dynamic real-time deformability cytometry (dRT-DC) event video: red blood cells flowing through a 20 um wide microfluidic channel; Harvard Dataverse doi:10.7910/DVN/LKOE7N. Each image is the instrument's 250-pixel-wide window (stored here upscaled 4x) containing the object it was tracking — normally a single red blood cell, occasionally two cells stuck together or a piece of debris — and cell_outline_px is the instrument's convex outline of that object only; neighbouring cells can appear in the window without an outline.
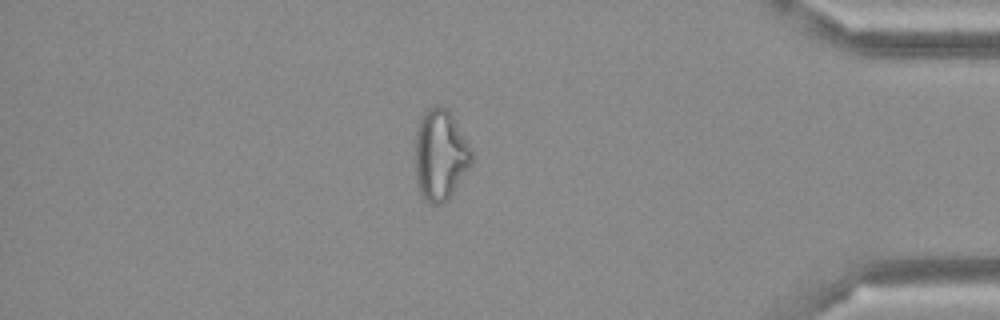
{"species": "Egyptian fruit bat (a non-hibernating species)", "species_latin": "Rousettus aegyptiacus", "temperature_condition": "cold", "stored_images_in_passage": 50, "camera_frame_rate_fps": 3000, "um_per_image_px": 0.085, "frame": {"image": 1, "passage_image": 43, "time_ms": 14.0, "image_size_px": [1000, 320], "cell_outline_px": [[472, 160], [468, 168], [448, 200], [444, 204], [432, 204], [416, 188], [416, 128], [420, 116], [428, 108], [436, 104], [440, 104], [452, 116], [472, 148]], "centroid_in_image_um": [37.41, 13.16], "position_along_channel_um": 397.8, "area_um2": 29.77}}